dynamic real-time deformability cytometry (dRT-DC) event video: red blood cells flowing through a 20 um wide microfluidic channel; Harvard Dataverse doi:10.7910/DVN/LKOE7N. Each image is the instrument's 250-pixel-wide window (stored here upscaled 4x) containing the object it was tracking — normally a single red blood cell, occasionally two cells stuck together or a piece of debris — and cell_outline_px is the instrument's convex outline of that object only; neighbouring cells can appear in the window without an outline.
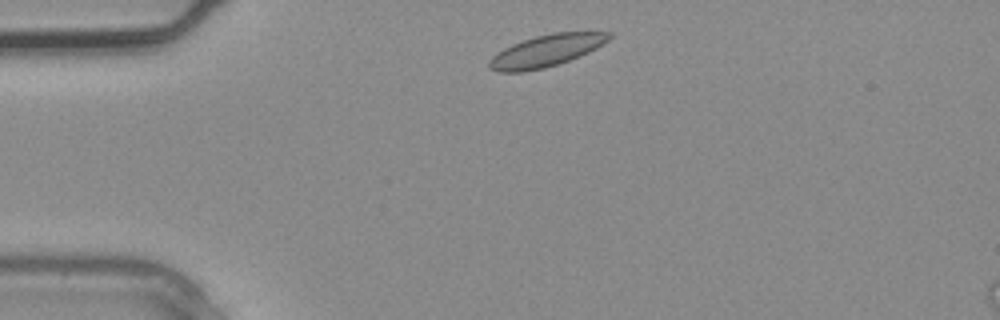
{"species": "common noctule bat (a hibernating species)", "species_latin": "Nyctalus noctula", "temperature_condition": "warm", "stored_images_in_passage": 1, "camera_frame_rate_fps": 3000, "um_per_image_px": 0.085, "animal": {"sex": "male", "body_mass_g": 20.4}, "frame": {"image": 1, "passage_image": 1, "time_ms": 0.0, "image_size_px": [1000, 320], "cell_outline_px": [[612, 36], [608, 40], [596, 48], [588, 52], [568, 60], [544, 68], [524, 72], [496, 72], [488, 68], [488, 60], [492, 56], [504, 48], [512, 44], [536, 36], [552, 32], [612, 32]], "centroid_in_image_um": [46.38, 4.32], "position_along_channel_um": 38.6, "area_um2": 22.14}}